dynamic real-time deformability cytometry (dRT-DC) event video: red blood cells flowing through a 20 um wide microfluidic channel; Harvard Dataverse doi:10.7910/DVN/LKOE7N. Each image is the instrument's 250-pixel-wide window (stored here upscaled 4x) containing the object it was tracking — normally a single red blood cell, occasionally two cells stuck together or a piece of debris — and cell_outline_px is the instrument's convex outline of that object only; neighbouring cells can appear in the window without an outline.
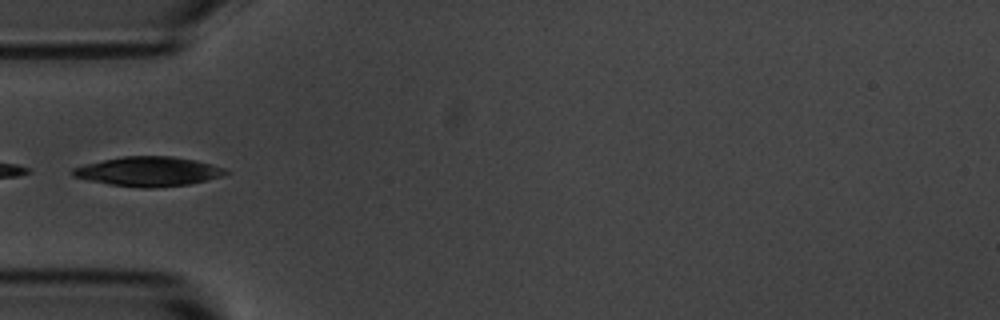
{"species": "common noctule bat (a hibernating species)", "species_latin": "Nyctalus noctula", "temperature_condition": "room temperature", "stored_images_in_passage": 5, "camera_frame_rate_fps": 3000, "um_per_image_px": 0.085, "animal": {"sex": "male", "body_mass_g": 20.1, "forearm_length_mm": 53.5}, "frame": {"image": 1, "passage_image": 5, "time_ms": 4.667, "image_size_px": [1000, 320], "cell_outline_px": [[228, 172], [220, 176], [188, 184], [152, 188], [144, 188], [112, 184], [88, 180], [72, 176], [72, 168], [84, 164], [124, 156], [172, 156], [196, 160], [212, 164], [224, 168]], "centroid_in_image_um": [12.59, 14.56], "position_along_channel_um": 72.4, "area_um2": 25.89}}